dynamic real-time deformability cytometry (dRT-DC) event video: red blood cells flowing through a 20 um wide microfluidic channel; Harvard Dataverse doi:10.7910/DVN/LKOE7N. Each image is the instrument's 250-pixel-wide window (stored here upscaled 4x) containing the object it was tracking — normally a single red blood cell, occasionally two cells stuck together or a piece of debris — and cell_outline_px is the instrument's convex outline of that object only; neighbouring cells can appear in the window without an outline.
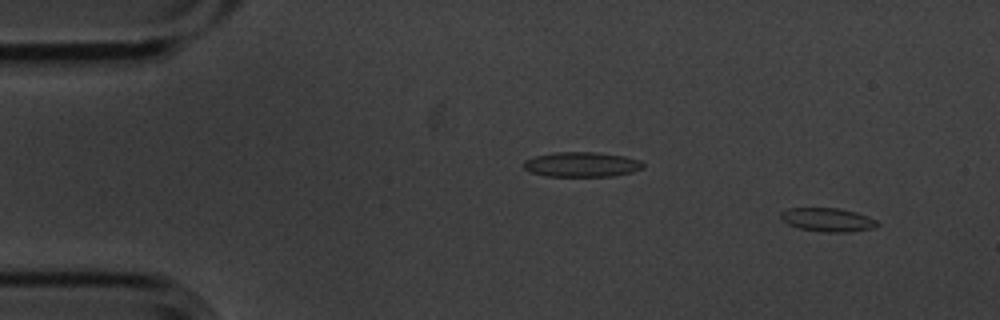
{"species": "common noctule bat (a hibernating species)", "species_latin": "Nyctalus noctula", "temperature_condition": "cold", "stored_images_in_passage": 8, "camera_frame_rate_fps": 3000, "um_per_image_px": 0.085, "animal": {"sex": "male", "body_mass_g": 20.1, "forearm_length_mm": 53.5}, "frame": {"image": 1, "passage_image": 1, "time_ms": 0.0, "image_size_px": [1000, 320], "cell_outline_px": [[880, 224], [872, 228], [848, 232], [824, 232], [800, 228], [788, 224], [780, 216], [780, 212], [788, 208], [840, 208], [856, 212], [868, 216], [876, 220]], "centroid_in_image_um": [70.36, 18.67], "position_along_channel_um": 14.6, "area_um2": 13.24}}
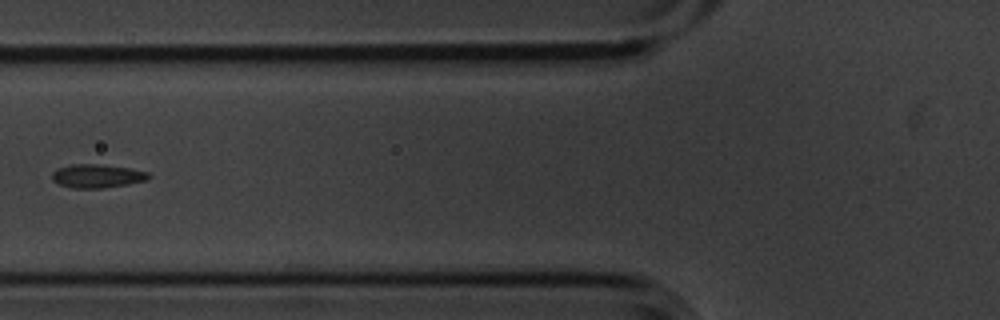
{"frame": {"image": 2, "passage_image": 5, "time_ms": 1.333, "image_size_px": [1000, 320], "cell_outline_px": [[152, 176], [148, 180], [128, 184], [104, 188], [72, 188], [60, 184], [52, 180], [52, 172], [56, 168], [68, 164], [100, 164], [132, 168], [148, 172]], "centroid_in_image_um": [8.27, 14.95], "position_along_channel_um": 117.5, "area_um2": 13.53}}
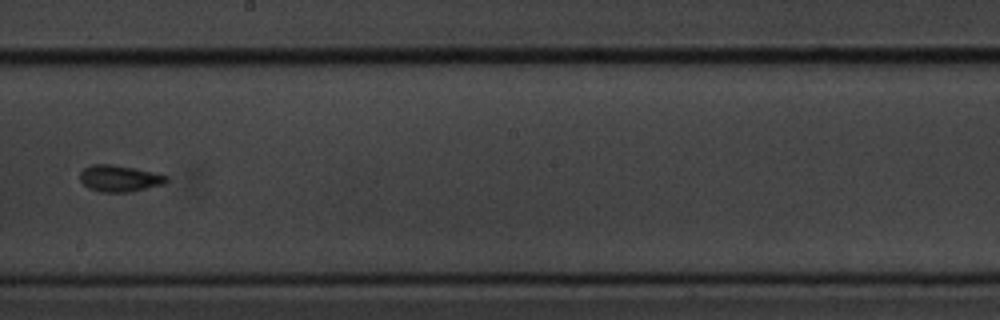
{"frame": {"image": 3, "passage_image": 8, "time_ms": 2.333, "image_size_px": [1000, 320], "cell_outline_px": [[168, 180], [164, 184], [128, 192], [100, 192], [88, 188], [80, 180], [80, 172], [84, 168], [92, 164], [112, 164], [152, 172], [168, 176]], "centroid_in_image_um": [10.13, 15.17], "position_along_channel_um": 238.1, "area_um2": 13.24}}